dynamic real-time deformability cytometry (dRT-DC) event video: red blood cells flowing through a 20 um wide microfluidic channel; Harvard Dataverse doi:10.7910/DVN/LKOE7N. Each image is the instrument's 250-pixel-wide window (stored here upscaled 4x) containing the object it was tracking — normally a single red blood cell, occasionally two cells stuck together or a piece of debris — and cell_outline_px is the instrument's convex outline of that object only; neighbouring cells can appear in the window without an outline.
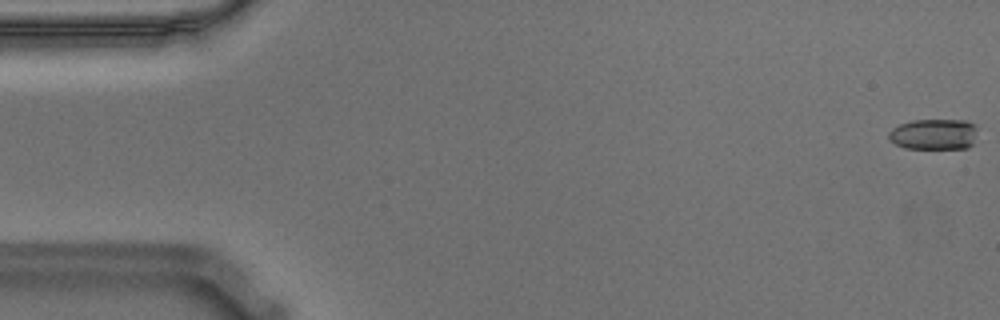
{"species": "Egyptian fruit bat (a non-hibernating species)", "species_latin": "Rousettus aegyptiacus", "temperature_condition": "warm", "stored_images_in_passage": 57, "camera_frame_rate_fps": 3000, "um_per_image_px": 0.085, "animal": {"sex": "male"}, "frame": {"image": 1, "passage_image": 1, "time_ms": 0.0, "image_size_px": [1000, 320], "cell_outline_px": [[976, 144], [968, 148], [904, 148], [888, 140], [888, 132], [892, 128], [900, 124], [912, 120], [968, 120], [976, 124]], "centroid_in_image_um": [79.42, 11.41], "position_along_channel_um": 5.6, "area_um2": 16.3}}
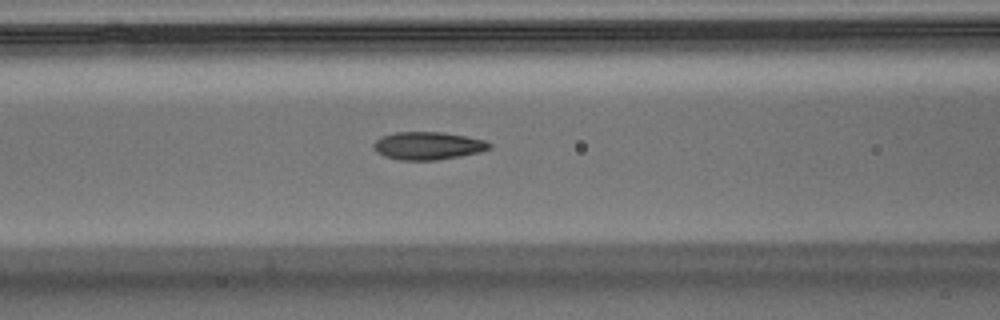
{"frame": {"image": 2, "passage_image": 23, "time_ms": 7.333, "image_size_px": [1000, 320], "cell_outline_px": [[492, 148], [480, 152], [460, 156], [436, 160], [400, 160], [384, 156], [376, 152], [372, 148], [372, 144], [380, 136], [396, 132], [440, 132], [464, 136], [484, 140], [492, 144]], "centroid_in_image_um": [36.34, 12.39], "position_along_channel_um": 130.3, "area_um2": 18.84}}
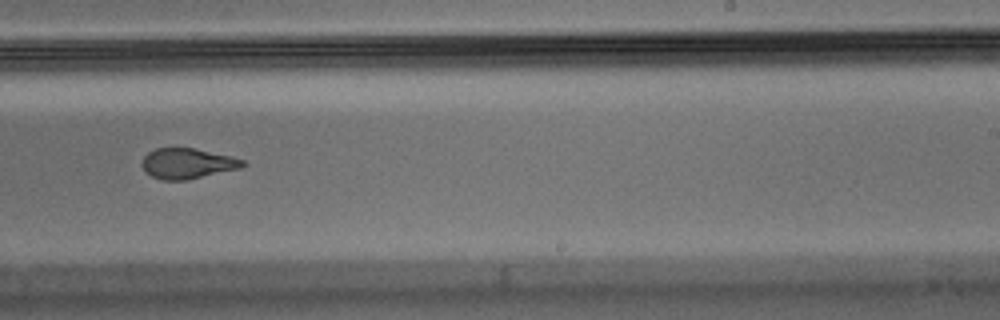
{"frame": {"image": 3, "passage_image": 35, "time_ms": 11.333, "image_size_px": [1000, 320], "cell_outline_px": [[244, 164], [240, 168], [184, 180], [164, 180], [152, 176], [140, 164], [144, 156], [148, 152], [156, 148], [192, 148], [232, 156], [244, 160]], "centroid_in_image_um": [15.91, 13.88], "position_along_channel_um": 273.1, "area_um2": 17.51}, "authors_computed_cell_mechanics": {"area_um2": 18.6694, "velocity_mm_per_s": 3.5757, "shape_relaxation_time_tau1_ms": 8.1761, "shape_relaxation_time_tau2_ms": 1.3599, "deformation_change_tau1": 0.229, "deformation_change_tau2": 0.0832}}